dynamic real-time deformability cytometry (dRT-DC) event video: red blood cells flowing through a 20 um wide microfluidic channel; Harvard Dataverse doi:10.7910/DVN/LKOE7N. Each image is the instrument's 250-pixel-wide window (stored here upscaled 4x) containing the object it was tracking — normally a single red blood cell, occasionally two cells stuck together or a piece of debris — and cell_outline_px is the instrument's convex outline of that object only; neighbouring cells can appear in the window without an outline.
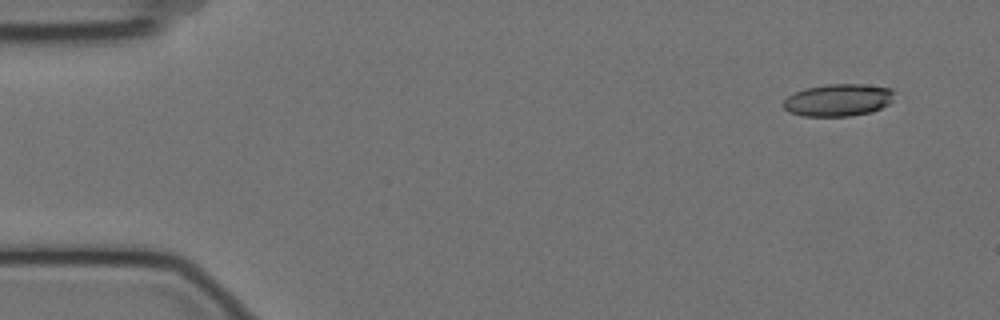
{"species": "Egyptian fruit bat (a non-hibernating species)", "species_latin": "Rousettus aegyptiacus", "temperature_condition": "cold", "stored_images_in_passage": 4, "camera_frame_rate_fps": 3000, "um_per_image_px": 0.085, "animal": {"sex": "female"}, "frame": {"image": 1, "passage_image": 1, "time_ms": 0.0, "image_size_px": [1000, 320], "cell_outline_px": [[896, 92], [892, 100], [888, 104], [872, 112], [852, 116], [804, 116], [788, 112], [784, 108], [784, 100], [788, 96], [804, 88], [828, 84], [860, 84], [892, 88]], "centroid_in_image_um": [71.27, 8.5], "position_along_channel_um": 13.7, "area_um2": 20.98}}
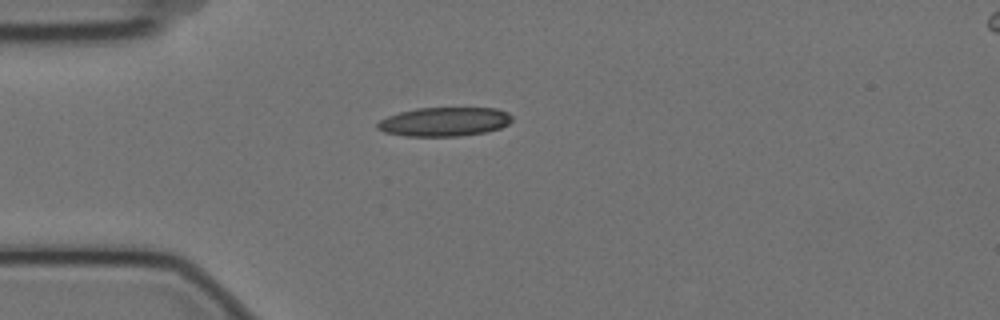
{"frame": {"image": 2, "passage_image": 4, "time_ms": 1.0, "image_size_px": [1000, 320], "cell_outline_px": [[512, 120], [508, 124], [500, 128], [484, 132], [460, 136], [404, 136], [384, 132], [376, 128], [376, 124], [380, 120], [388, 116], [400, 112], [416, 108], [496, 108], [508, 112], [512, 116]], "centroid_in_image_um": [37.76, 10.34], "position_along_channel_um": 47.2, "area_um2": 22.77}}